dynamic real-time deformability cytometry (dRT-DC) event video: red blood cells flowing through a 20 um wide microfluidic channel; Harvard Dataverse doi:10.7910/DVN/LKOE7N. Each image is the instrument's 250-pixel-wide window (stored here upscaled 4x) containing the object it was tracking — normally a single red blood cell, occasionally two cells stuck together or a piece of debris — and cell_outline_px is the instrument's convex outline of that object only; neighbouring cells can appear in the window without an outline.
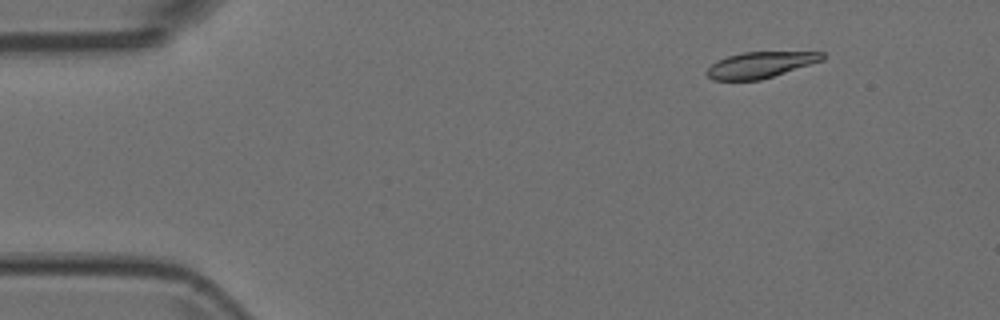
{"species": "Egyptian fruit bat (a non-hibernating species)", "species_latin": "Rousettus aegyptiacus", "temperature_condition": "room temperature", "stored_images_in_passage": 10, "camera_frame_rate_fps": 3000, "um_per_image_px": 0.085, "animal": {"sex": "female"}, "frame": {"image": 1, "passage_image": 2, "time_ms": 0.333, "image_size_px": [1000, 320], "cell_outline_px": [[824, 60], [760, 80], [712, 80], [704, 72], [716, 60], [728, 56], [744, 52], [824, 52]], "centroid_in_image_um": [64.6, 5.51], "position_along_channel_um": 20.4, "area_um2": 17.46}}
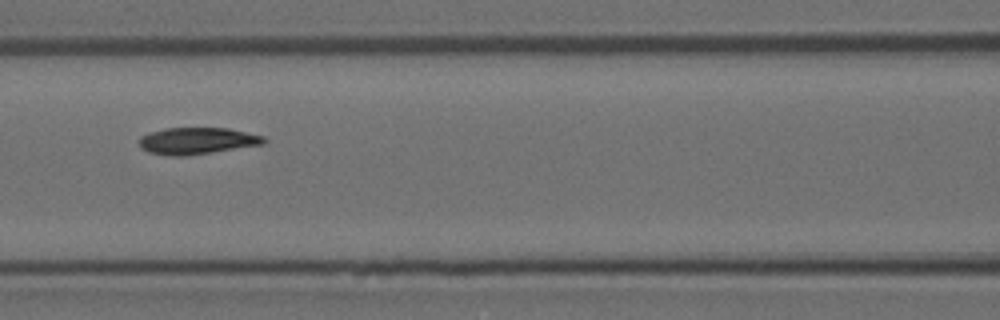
{"frame": {"image": 2, "passage_image": 7, "time_ms": 2.0, "image_size_px": [1000, 320], "cell_outline_px": [[268, 140], [264, 144], [212, 152], [184, 156], [176, 156], [148, 152], [140, 148], [140, 136], [148, 132], [164, 128], [228, 128], [264, 136]], "centroid_in_image_um": [16.75, 11.96], "position_along_channel_um": 149.9, "area_um2": 19.42}}
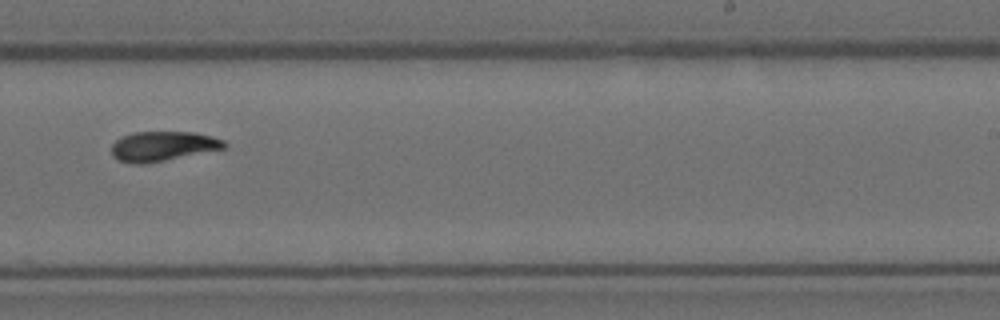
{"frame": {"image": 3, "passage_image": 10, "time_ms": 3.0, "image_size_px": [1000, 320], "cell_outline_px": [[228, 144], [224, 148], [144, 164], [132, 164], [120, 160], [112, 156], [112, 144], [120, 136], [132, 132], [192, 132], [212, 136], [224, 140]], "centroid_in_image_um": [13.81, 12.41], "position_along_channel_um": 275.2, "area_um2": 19.42}}